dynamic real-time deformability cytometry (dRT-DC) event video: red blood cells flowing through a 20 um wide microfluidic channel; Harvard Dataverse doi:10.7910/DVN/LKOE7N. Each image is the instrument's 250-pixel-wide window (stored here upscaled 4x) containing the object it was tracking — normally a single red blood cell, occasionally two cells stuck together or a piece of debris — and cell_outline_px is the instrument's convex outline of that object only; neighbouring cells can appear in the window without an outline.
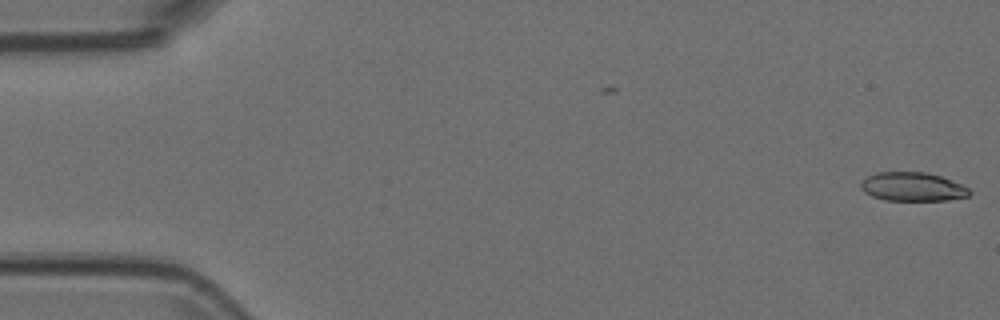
{"species": "Egyptian fruit bat (a non-hibernating species)", "species_latin": "Rousettus aegyptiacus", "temperature_condition": "room temperature", "stored_images_in_passage": 2, "camera_frame_rate_fps": 3000, "um_per_image_px": 0.085, "animal": {"sex": "female"}, "frame": {"image": 1, "passage_image": 2, "time_ms": 0.333, "image_size_px": [1000, 320], "cell_outline_px": [[972, 192], [968, 196], [948, 200], [884, 200], [872, 196], [864, 192], [860, 188], [860, 184], [868, 176], [876, 172], [924, 172], [940, 176], [960, 184], [968, 188]], "centroid_in_image_um": [77.55, 15.88], "position_along_channel_um": 7.5, "area_um2": 18.09}}